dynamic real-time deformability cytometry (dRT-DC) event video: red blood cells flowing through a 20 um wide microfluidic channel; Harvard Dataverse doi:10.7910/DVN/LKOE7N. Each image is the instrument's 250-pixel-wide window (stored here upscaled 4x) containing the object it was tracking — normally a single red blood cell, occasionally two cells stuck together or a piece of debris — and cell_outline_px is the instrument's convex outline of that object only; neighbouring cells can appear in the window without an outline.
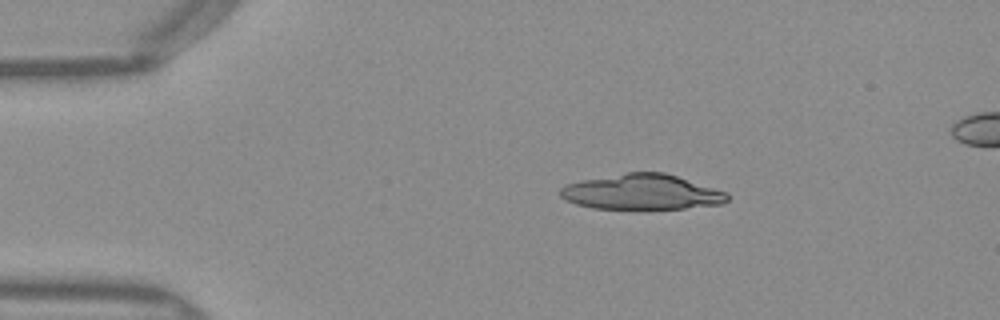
{"species": "Egyptian fruit bat (a non-hibernating species)", "species_latin": "Rousettus aegyptiacus", "temperature_condition": "warm", "stored_images_in_passage": 42, "camera_frame_rate_fps": 3000, "um_per_image_px": 0.085, "frame": {"image": 1, "passage_image": 1, "time_ms": 0.0, "image_size_px": [1000, 320], "cell_outline_px": [[728, 200], [724, 204], [684, 208], [592, 208], [576, 204], [560, 196], [560, 188], [564, 184], [580, 180], [628, 172], [664, 172], [724, 192], [728, 196]], "centroid_in_image_um": [54.5, 16.31], "position_along_channel_um": 30.5, "area_um2": 33.87}}